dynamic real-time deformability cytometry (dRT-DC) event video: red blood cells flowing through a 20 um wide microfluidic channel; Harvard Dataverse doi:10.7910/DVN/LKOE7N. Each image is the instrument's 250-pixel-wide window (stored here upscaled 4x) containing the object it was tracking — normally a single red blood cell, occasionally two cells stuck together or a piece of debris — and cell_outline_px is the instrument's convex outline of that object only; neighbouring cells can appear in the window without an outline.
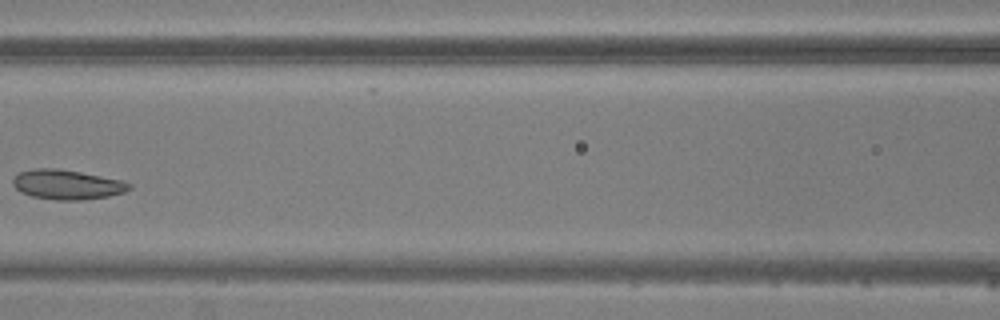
{"species": "common noctule bat (a hibernating species)", "species_latin": "Nyctalus noctula", "temperature_condition": "warm", "stored_images_in_passage": 4, "camera_frame_rate_fps": 3000, "um_per_image_px": 0.085, "animal": {"sex": "male", "body_mass_g": 20.5, "forearm_length_mm": 52.5}, "frame": {"image": 1, "passage_image": 4, "time_ms": 3.667, "image_size_px": [1000, 320], "cell_outline_px": [[132, 188], [124, 192], [108, 196], [84, 200], [56, 200], [32, 196], [20, 192], [12, 184], [12, 180], [20, 172], [36, 168], [56, 168], [80, 172], [120, 180], [132, 184]], "centroid_in_image_um": [5.69, 15.69], "position_along_channel_um": 160.9, "area_um2": 20.0}}